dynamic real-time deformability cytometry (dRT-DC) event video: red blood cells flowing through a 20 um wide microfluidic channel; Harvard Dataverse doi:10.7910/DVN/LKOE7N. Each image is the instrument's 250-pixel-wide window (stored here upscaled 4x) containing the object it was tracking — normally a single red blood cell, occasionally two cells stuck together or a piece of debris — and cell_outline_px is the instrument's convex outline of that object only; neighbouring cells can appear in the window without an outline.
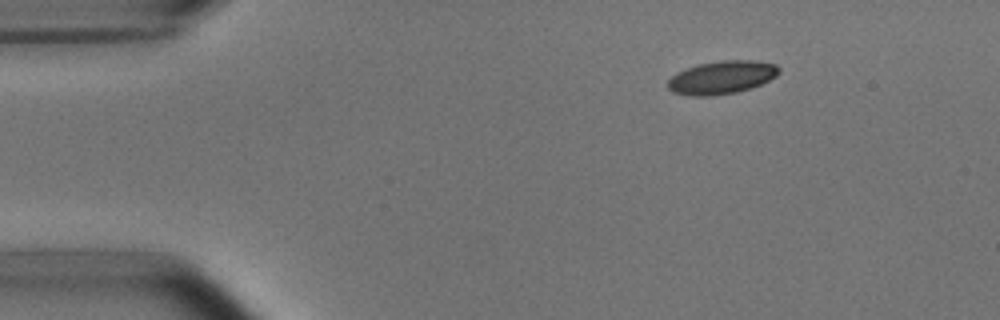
{"species": "common noctule bat (a hibernating species)", "species_latin": "Nyctalus noctula", "temperature_condition": "room temperature", "stored_images_in_passage": 17, "camera_frame_rate_fps": 3000, "um_per_image_px": 0.085, "animal": {"sex": "male", "body_mass_g": 15.6}, "frame": {"image": 1, "passage_image": 1, "time_ms": 0.0, "image_size_px": [1000, 320], "cell_outline_px": [[780, 72], [776, 76], [752, 88], [736, 92], [708, 96], [688, 96], [672, 92], [668, 88], [668, 80], [676, 72], [700, 64], [720, 60], [752, 60], [776, 64], [780, 68]], "centroid_in_image_um": [61.34, 6.58], "position_along_channel_um": 23.7, "area_um2": 21.44}}
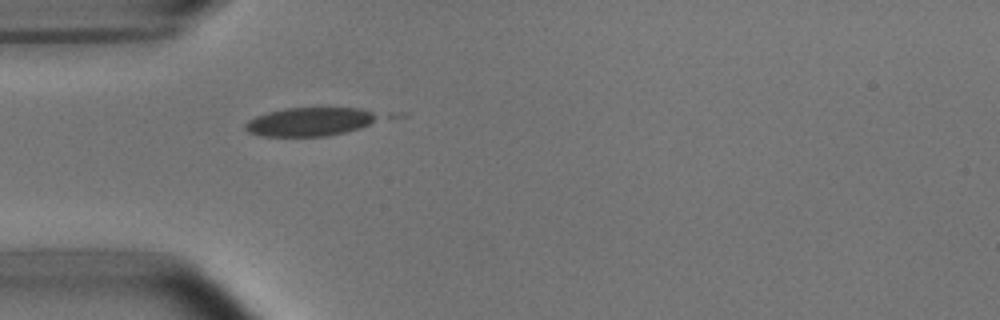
{"frame": {"image": 2, "passage_image": 9, "time_ms": 2.667, "image_size_px": [1000, 320], "cell_outline_px": [[380, 116], [368, 124], [360, 128], [328, 136], [264, 136], [248, 132], [244, 128], [244, 124], [248, 120], [256, 116], [268, 112], [284, 108], [360, 108], [372, 112]], "centroid_in_image_um": [26.28, 10.35], "position_along_channel_um": 58.7, "area_um2": 21.96}}
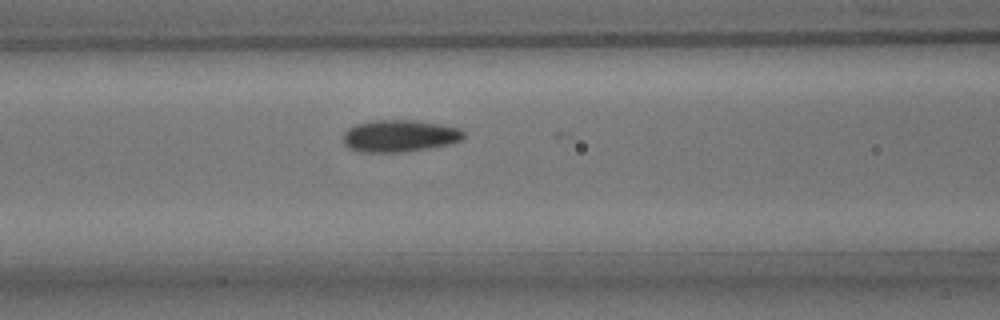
{"frame": {"image": 3, "passage_image": 15, "time_ms": 4.667, "image_size_px": [1000, 320], "cell_outline_px": [[464, 136], [460, 140], [448, 144], [428, 148], [404, 152], [360, 152], [348, 148], [344, 144], [344, 132], [348, 128], [356, 124], [372, 120], [416, 120], [440, 124], [460, 128], [464, 132]], "centroid_in_image_um": [33.94, 11.55], "position_along_channel_um": 132.7, "area_um2": 22.54}}